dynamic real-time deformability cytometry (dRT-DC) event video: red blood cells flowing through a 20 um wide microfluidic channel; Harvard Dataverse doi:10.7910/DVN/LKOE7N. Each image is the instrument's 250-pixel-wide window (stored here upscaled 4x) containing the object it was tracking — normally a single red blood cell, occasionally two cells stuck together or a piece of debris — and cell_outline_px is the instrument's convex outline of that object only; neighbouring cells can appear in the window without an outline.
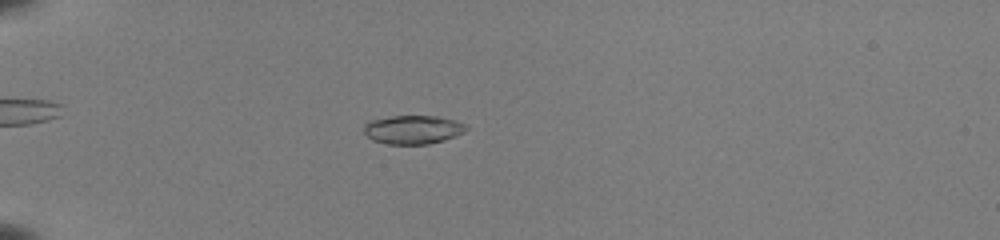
{"species": "common noctule bat (a hibernating species)", "species_latin": "Nyctalus noctula", "temperature_condition": "room temperature", "stored_images_in_passage": 48, "camera_frame_rate_fps": 3000, "um_per_image_px": 0.085, "animal": {"sex": "female", "body_mass_g": 22.0, "forearm_length_mm": 56.7}, "frame": {"image": 1, "passage_image": 12, "time_ms": 3.667, "image_size_px": [1000, 240], "cell_outline_px": [[468, 128], [464, 132], [456, 136], [444, 140], [428, 144], [388, 144], [372, 140], [364, 132], [364, 124], [368, 120], [392, 116], [436, 116], [456, 120], [468, 124]], "centroid_in_image_um": [35.12, 11.01], "position_along_channel_um": 49.9, "area_um2": 17.28}}
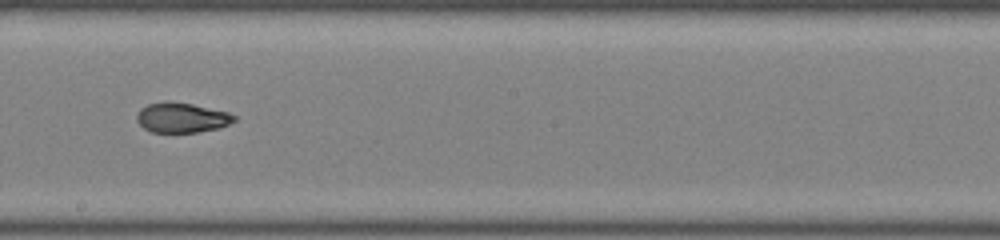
{"frame": {"image": 2, "passage_image": 28, "time_ms": 9.0, "image_size_px": [1000, 240], "cell_outline_px": [[236, 120], [228, 124], [216, 128], [196, 132], [152, 132], [144, 128], [136, 120], [136, 116], [140, 108], [148, 104], [164, 100], [168, 100], [192, 104], [228, 112], [236, 116]], "centroid_in_image_um": [15.41, 9.98], "position_along_channel_um": 232.8, "area_um2": 16.99}}
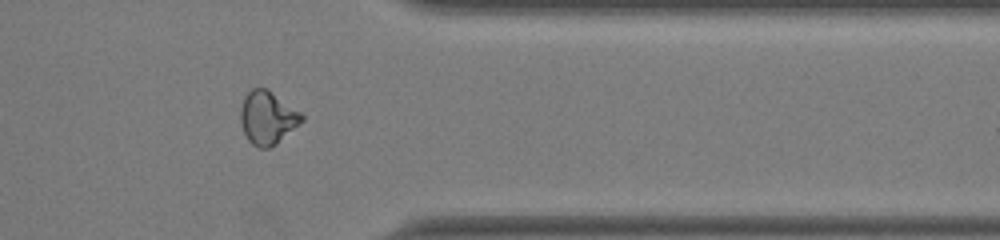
{"frame": {"image": 3, "passage_image": 40, "time_ms": 13.0, "image_size_px": [1000, 240], "cell_outline_px": [[304, 120], [276, 144], [268, 148], [260, 148], [252, 144], [248, 140], [244, 132], [240, 120], [240, 108], [244, 96], [252, 88], [268, 88], [300, 112], [304, 116]], "centroid_in_image_um": [22.72, 9.99], "position_along_channel_um": 388.7, "area_um2": 18.96}, "authors_computed_cell_mechanics": {"area_um2": 17.5712, "velocity_mm_per_s": 3.9874, "shape_relaxation_time_tau1_ms": 7.2475, "shape_relaxation_time_tau2_ms": 0.9167, "deformation_change_tau1": 0.2364, "deformation_change_tau2": 0.0552}}